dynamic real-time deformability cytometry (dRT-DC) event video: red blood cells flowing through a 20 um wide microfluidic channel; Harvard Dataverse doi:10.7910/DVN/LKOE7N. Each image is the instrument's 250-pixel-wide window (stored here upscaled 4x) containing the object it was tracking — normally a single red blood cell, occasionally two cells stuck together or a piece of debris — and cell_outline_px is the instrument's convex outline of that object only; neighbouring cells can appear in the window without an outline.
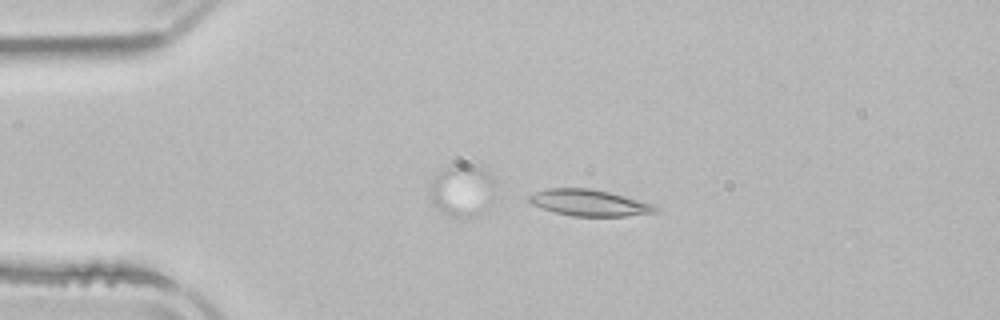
{"species": "common noctule bat (a hibernating species)", "species_latin": "Nyctalus noctula", "temperature_condition": "room temperature", "stored_images_in_passage": 2, "camera_frame_rate_fps": 3000, "um_per_image_px": 0.085, "animal": {"sex": "male", "body_mass_g": 21.5, "forearm_length_mm": 52.0}, "frame": {"image": 1, "passage_image": 1, "time_ms": 0.0, "image_size_px": [1000, 320], "cell_outline_px": [[660, 208], [656, 212], [624, 216], [572, 216], [556, 212], [532, 204], [528, 200], [528, 196], [536, 192], [548, 188], [588, 188], [608, 192], [624, 196], [652, 204]], "centroid_in_image_um": [50.08, 17.23], "position_along_channel_um": 34.9, "area_um2": 19.07}}
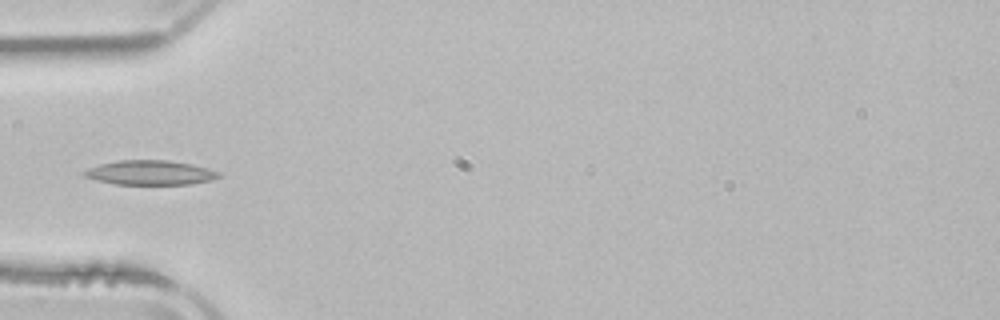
{"frame": {"image": 2, "passage_image": 2, "time_ms": 2.0, "image_size_px": [1000, 320], "cell_outline_px": [[224, 176], [212, 180], [188, 184], [116, 184], [96, 180], [84, 176], [80, 172], [88, 168], [100, 164], [120, 160], [168, 160], [192, 164], [220, 172]], "centroid_in_image_um": [12.77, 14.67], "position_along_channel_um": 72.2, "area_um2": 19.25}}